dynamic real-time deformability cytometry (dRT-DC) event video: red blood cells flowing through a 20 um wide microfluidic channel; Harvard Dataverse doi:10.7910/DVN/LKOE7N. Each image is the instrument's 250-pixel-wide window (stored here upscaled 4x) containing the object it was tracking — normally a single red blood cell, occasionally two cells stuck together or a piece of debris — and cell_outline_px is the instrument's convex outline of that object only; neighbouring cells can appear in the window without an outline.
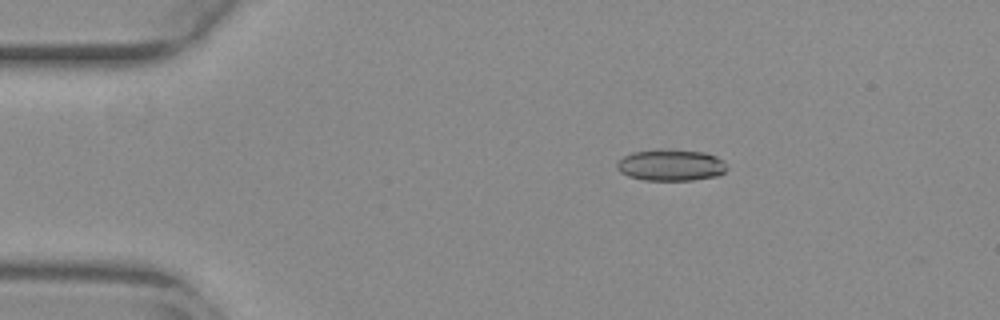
{"species": "common noctule bat (a hibernating species)", "species_latin": "Nyctalus noctula", "temperature_condition": "warm", "stored_images_in_passage": 50, "camera_frame_rate_fps": 3000, "um_per_image_px": 0.085, "animal": {"sex": "female", "body_mass_g": 29.2, "forearm_length_mm": 56.3}, "frame": {"image": 1, "passage_image": 6, "time_ms": 1.667, "image_size_px": [1000, 320], "cell_outline_px": [[728, 168], [724, 172], [716, 176], [692, 180], [644, 180], [628, 176], [620, 172], [616, 168], [616, 164], [624, 156], [632, 152], [656, 148], [676, 148], [704, 152], [716, 156], [724, 160]], "centroid_in_image_um": [57.03, 14.0], "position_along_channel_um": 28.0, "area_um2": 20.69}}
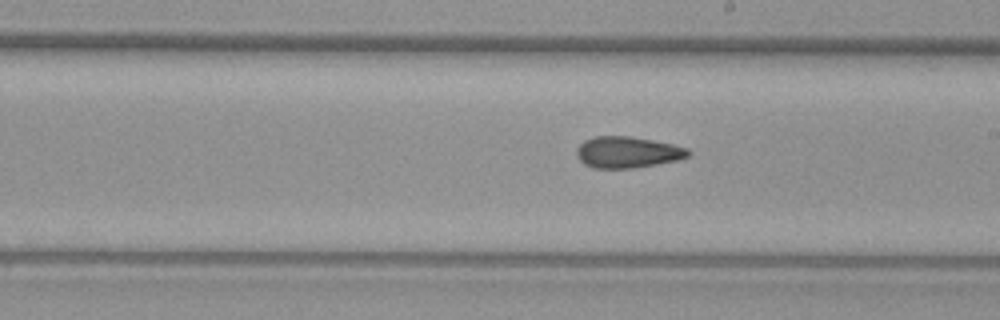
{"frame": {"image": 2, "passage_image": 27, "time_ms": 8.667, "image_size_px": [1000, 320], "cell_outline_px": [[692, 152], [688, 156], [676, 160], [656, 164], [632, 168], [592, 168], [584, 164], [576, 156], [576, 148], [584, 140], [596, 136], [628, 136], [652, 140], [672, 144], [688, 148]], "centroid_in_image_um": [53.31, 12.94], "position_along_channel_um": 235.7, "area_um2": 20.35}}
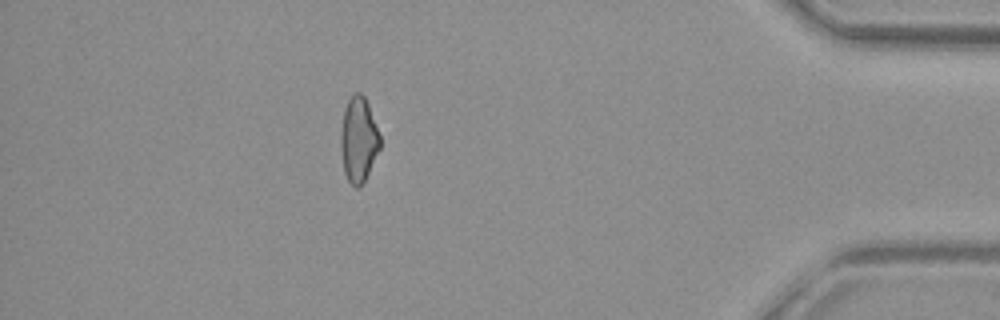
{"frame": {"image": 3, "passage_image": 44, "time_ms": 14.333, "image_size_px": [1000, 320], "cell_outline_px": [[380, 148], [364, 180], [356, 188], [348, 180], [344, 172], [340, 148], [340, 132], [344, 108], [348, 100], [356, 92], [360, 92], [364, 96], [368, 104], [380, 136]], "centroid_in_image_um": [30.45, 11.84], "position_along_channel_um": 404.7, "area_um2": 19.25}, "authors_computed_cell_mechanics": {"area_um2": 20.23, "velocity_mm_per_s": 3.8645, "shape_relaxation_time_tau1_ms": null, "shape_relaxation_time_tau2_ms": 3.2729, "deformation_change_tau1": null, "deformation_change_tau2": 0.1067}}